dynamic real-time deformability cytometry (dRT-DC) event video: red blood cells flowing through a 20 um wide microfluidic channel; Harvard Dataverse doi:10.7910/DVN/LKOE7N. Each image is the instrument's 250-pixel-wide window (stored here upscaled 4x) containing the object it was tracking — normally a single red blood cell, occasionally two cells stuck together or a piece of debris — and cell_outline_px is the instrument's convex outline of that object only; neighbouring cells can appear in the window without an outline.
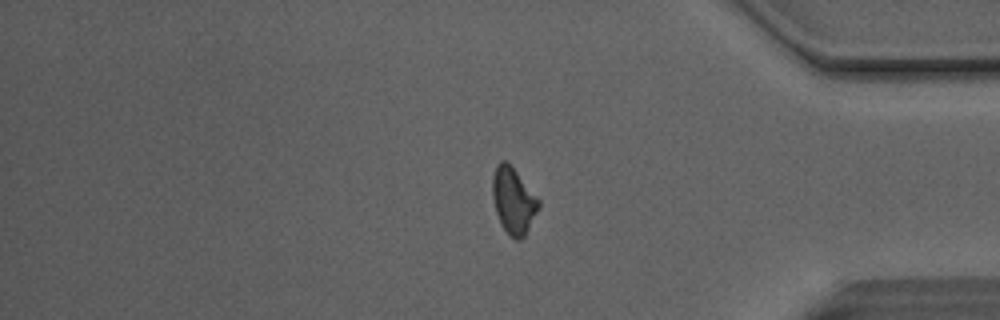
{"species": "Egyptian fruit bat (a non-hibernating species)", "species_latin": "Rousettus aegyptiacus", "temperature_condition": "room temperature", "stored_images_in_passage": 50, "camera_frame_rate_fps": 3000, "um_per_image_px": 0.085, "animal": {"sex": "male"}, "frame": {"image": 1, "passage_image": 42, "time_ms": 13.667, "image_size_px": [1000, 320], "cell_outline_px": [[540, 204], [524, 236], [520, 240], [516, 240], [504, 228], [496, 212], [492, 196], [492, 176], [496, 164], [500, 160], [508, 160], [540, 200]], "centroid_in_image_um": [43.62, 16.97], "position_along_channel_um": 391.6, "area_um2": 17.69}}
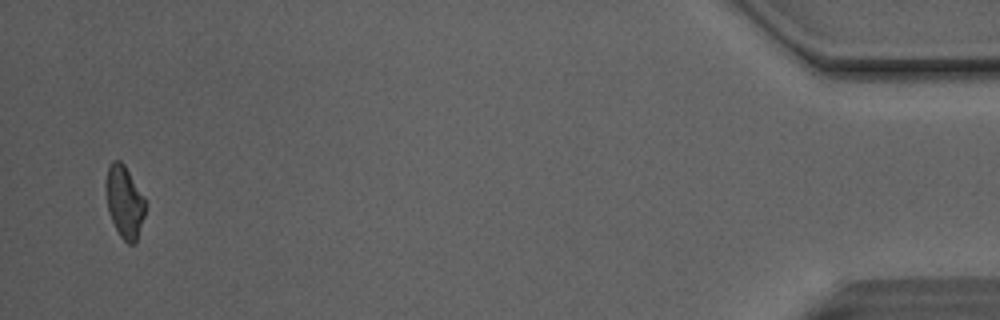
{"frame": {"image": 2, "passage_image": 49, "time_ms": 16.0, "image_size_px": [1000, 320], "cell_outline_px": [[148, 204], [136, 244], [128, 244], [120, 236], [108, 212], [104, 188], [108, 168], [112, 160], [120, 160], [124, 164], [144, 196]], "centroid_in_image_um": [10.59, 17.16], "position_along_channel_um": 424.6, "area_um2": 16.99}, "authors_computed_cell_mechanics": {"area_um2": 18.0336, "velocity_mm_per_s": 4.1523, "shape_relaxation_time_tau1_ms": null, "shape_relaxation_time_tau2_ms": 2.0043, "deformation_change_tau1": null, "deformation_change_tau2": 0.0889}}